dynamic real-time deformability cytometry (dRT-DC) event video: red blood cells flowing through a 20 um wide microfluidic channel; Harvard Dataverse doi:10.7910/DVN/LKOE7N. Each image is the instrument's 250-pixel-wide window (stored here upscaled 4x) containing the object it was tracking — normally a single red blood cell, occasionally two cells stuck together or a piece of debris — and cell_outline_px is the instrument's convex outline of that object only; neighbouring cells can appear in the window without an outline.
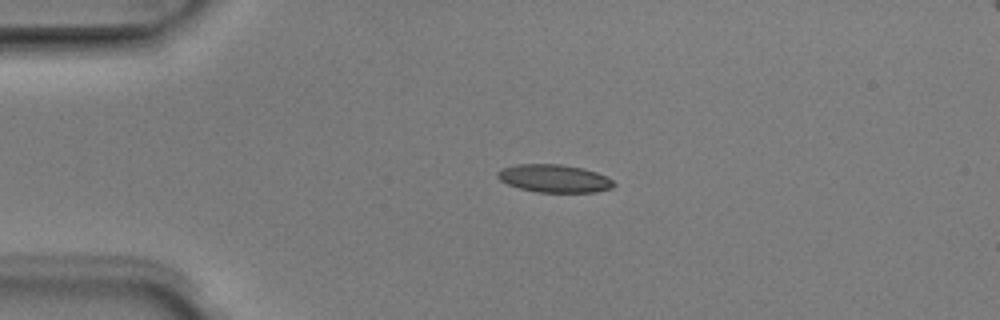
{"species": "Egyptian fruit bat (a non-hibernating species)", "species_latin": "Rousettus aegyptiacus", "temperature_condition": "room temperature", "stored_images_in_passage": 3, "camera_frame_rate_fps": 3000, "um_per_image_px": 0.085, "animal": {"sex": "male"}, "frame": {"image": 1, "passage_image": 1, "time_ms": 0.0, "image_size_px": [1000, 320], "cell_outline_px": [[616, 184], [612, 188], [596, 192], [536, 192], [520, 188], [508, 184], [500, 180], [496, 176], [496, 172], [500, 168], [516, 164], [560, 164], [584, 168], [596, 172], [612, 180]], "centroid_in_image_um": [47.08, 15.16], "position_along_channel_um": 37.9, "area_um2": 18.96}}
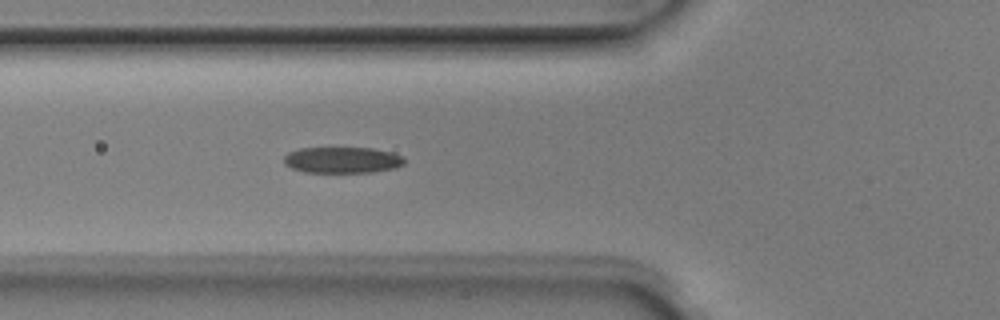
{"frame": {"image": 2, "passage_image": 3, "time_ms": 0.667, "image_size_px": [1000, 320], "cell_outline_px": [[404, 164], [396, 168], [372, 172], [304, 172], [292, 168], [284, 164], [284, 156], [288, 152], [300, 148], [372, 148], [392, 152], [404, 156]], "centroid_in_image_um": [29.11, 13.6], "position_along_channel_um": 96.7, "area_um2": 18.44}}